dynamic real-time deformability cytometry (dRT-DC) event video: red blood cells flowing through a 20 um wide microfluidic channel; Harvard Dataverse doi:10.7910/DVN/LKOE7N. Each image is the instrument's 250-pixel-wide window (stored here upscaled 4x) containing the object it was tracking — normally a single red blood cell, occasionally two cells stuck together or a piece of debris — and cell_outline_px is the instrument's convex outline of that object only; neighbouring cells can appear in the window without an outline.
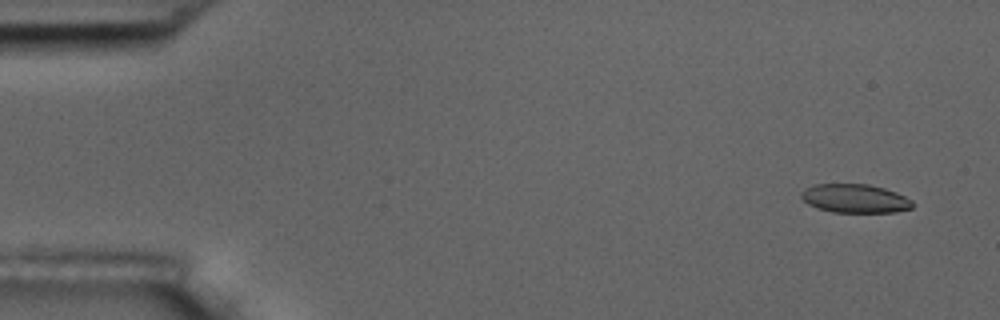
{"species": "common noctule bat (a hibernating species)", "species_latin": "Nyctalus noctula", "temperature_condition": "room temperature", "stored_images_in_passage": 6, "camera_frame_rate_fps": 3000, "um_per_image_px": 0.085, "animal": {"sex": "male", "body_mass_g": 17.5, "forearm_length_mm": 52.3}, "frame": {"image": 1, "passage_image": 1, "time_ms": 0.0, "image_size_px": [1000, 320], "cell_outline_px": [[916, 204], [912, 208], [896, 212], [832, 212], [816, 208], [808, 204], [800, 196], [800, 192], [804, 188], [812, 184], [868, 184], [884, 188], [896, 192], [912, 200]], "centroid_in_image_um": [72.66, 16.87], "position_along_channel_um": 12.3, "area_um2": 18.84}}
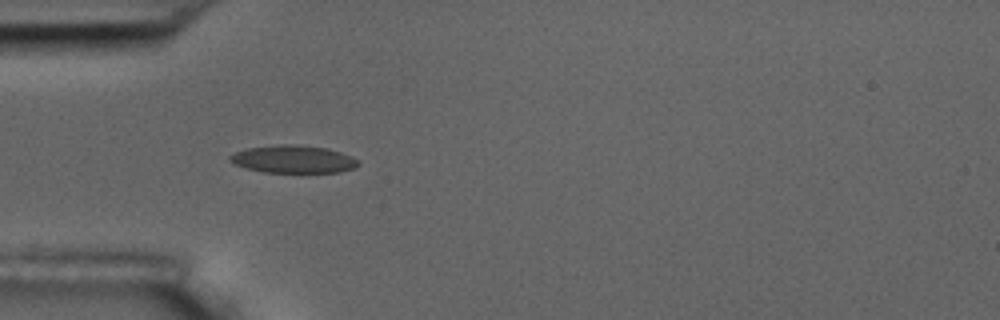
{"frame": {"image": 2, "passage_image": 5, "time_ms": 4.667, "image_size_px": [1000, 320], "cell_outline_px": [[360, 164], [356, 168], [340, 172], [264, 172], [248, 168], [236, 164], [228, 160], [228, 156], [244, 148], [280, 144], [296, 144], [328, 148], [352, 156], [360, 160]], "centroid_in_image_um": [24.97, 13.52], "position_along_channel_um": 60.0, "area_um2": 20.87}}